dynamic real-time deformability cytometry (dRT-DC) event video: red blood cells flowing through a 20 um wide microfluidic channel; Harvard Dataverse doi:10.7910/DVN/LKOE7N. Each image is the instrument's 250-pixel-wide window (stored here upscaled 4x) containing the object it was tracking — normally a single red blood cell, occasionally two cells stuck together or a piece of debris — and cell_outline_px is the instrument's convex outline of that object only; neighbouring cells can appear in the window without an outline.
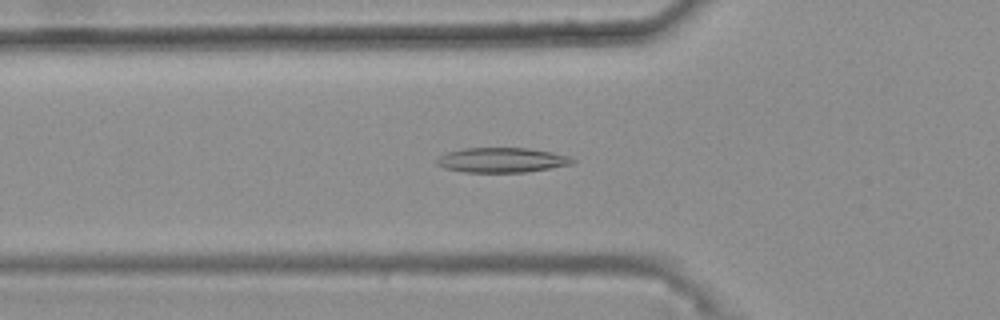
{"species": "common noctule bat (a hibernating species)", "species_latin": "Nyctalus noctula", "temperature_condition": "warm", "stored_images_in_passage": 48, "camera_frame_rate_fps": 3000, "um_per_image_px": 0.085, "animal": {"sex": "female", "body_mass_g": 25.1}, "frame": {"image": 1, "passage_image": 19, "time_ms": 6.0, "image_size_px": [1000, 320], "cell_outline_px": [[576, 160], [572, 164], [524, 172], [464, 172], [444, 168], [436, 164], [436, 160], [440, 156], [448, 152], [464, 148], [528, 148], [552, 152], [568, 156]], "centroid_in_image_um": [42.63, 13.6], "position_along_channel_um": 83.2, "area_um2": 19.48}}
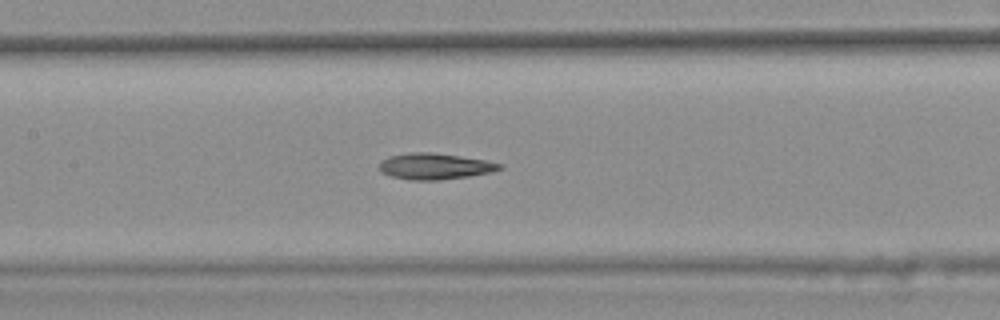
{"frame": {"image": 2, "passage_image": 26, "time_ms": 8.333, "image_size_px": [1000, 320], "cell_outline_px": [[504, 168], [492, 172], [468, 176], [440, 180], [408, 180], [392, 176], [380, 172], [380, 160], [388, 156], [412, 152], [432, 152], [460, 156], [484, 160], [504, 164]], "centroid_in_image_um": [36.96, 14.13], "position_along_channel_um": 170.4, "area_um2": 18.44}}
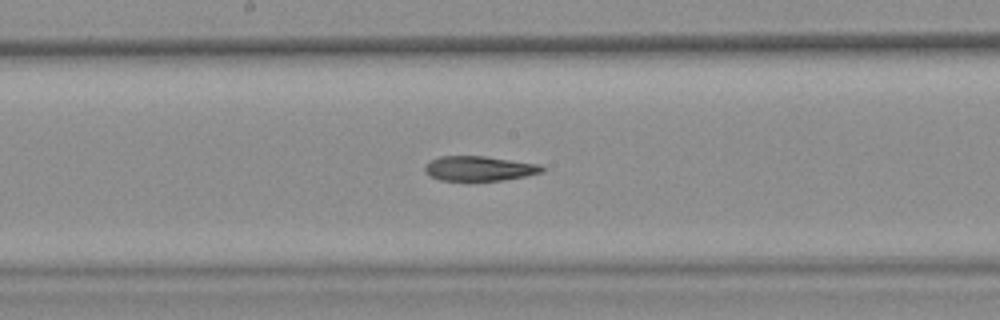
{"frame": {"image": 3, "passage_image": 29, "time_ms": 9.333, "image_size_px": [1000, 320], "cell_outline_px": [[544, 172], [504, 180], [468, 184], [440, 180], [424, 172], [424, 164], [440, 156], [484, 156], [540, 164], [544, 168]], "centroid_in_image_um": [40.69, 14.37], "position_along_channel_um": 207.5, "area_um2": 17.74}, "authors_computed_cell_mechanics": {"area_um2": 18.2937, "velocity_mm_per_s": 3.7194, "shape_relaxation_time_tau1_ms": null, "shape_relaxation_time_tau2_ms": 5.7275, "deformation_change_tau1": null, "deformation_change_tau2": 0.1353}}